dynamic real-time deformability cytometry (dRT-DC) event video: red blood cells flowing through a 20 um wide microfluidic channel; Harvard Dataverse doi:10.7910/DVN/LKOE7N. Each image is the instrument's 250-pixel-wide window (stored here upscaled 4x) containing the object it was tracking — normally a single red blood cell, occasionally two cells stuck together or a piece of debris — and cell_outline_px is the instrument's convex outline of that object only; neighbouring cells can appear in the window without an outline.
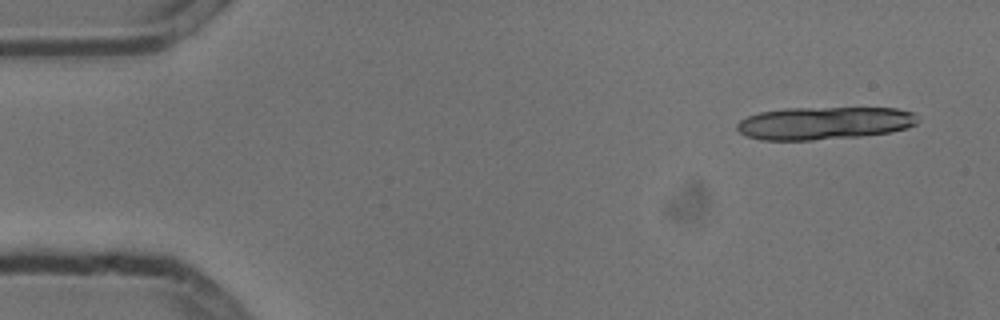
{"species": "common noctule bat (a hibernating species)", "species_latin": "Nyctalus noctula", "temperature_condition": "cold", "stored_images_in_passage": 6, "segment_of_instrument_passage": [1, 2], "camera_frame_rate_fps": 3000, "um_per_image_px": 0.085, "animal": {"sex": "male", "body_mass_g": 13.3}, "frame": {"image": 1, "passage_image": 1, "time_ms": 0.0, "image_size_px": [1000, 320], "cell_outline_px": [[920, 120], [916, 124], [908, 128], [888, 132], [860, 136], [812, 140], [760, 140], [748, 136], [740, 132], [736, 128], [736, 124], [740, 120], [748, 116], [760, 112], [788, 108], [896, 108], [916, 112]], "centroid_in_image_um": [70.1, 10.46], "position_along_channel_um": 14.9, "area_um2": 34.62}}